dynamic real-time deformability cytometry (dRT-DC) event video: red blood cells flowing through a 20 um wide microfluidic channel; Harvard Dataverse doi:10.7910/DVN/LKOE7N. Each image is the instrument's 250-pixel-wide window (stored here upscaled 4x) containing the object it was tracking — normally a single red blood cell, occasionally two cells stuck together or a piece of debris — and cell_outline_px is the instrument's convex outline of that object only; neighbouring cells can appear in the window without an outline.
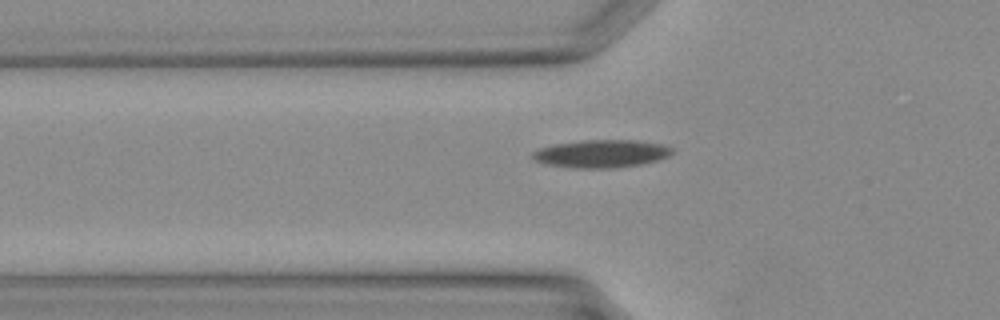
{"species": "Egyptian fruit bat (a non-hibernating species)", "species_latin": "Rousettus aegyptiacus", "temperature_condition": "warm", "stored_images_in_passage": 24, "camera_frame_rate_fps": 3000, "um_per_image_px": 0.085, "animal": {"sex": "female"}, "frame": {"image": 1, "passage_image": 2, "time_ms": 0.333, "image_size_px": [1000, 320], "cell_outline_px": [[676, 152], [668, 156], [656, 160], [640, 164], [616, 168], [572, 168], [548, 164], [536, 160], [532, 156], [532, 152], [540, 148], [556, 144], [580, 140], [636, 140], [664, 144], [672, 148]], "centroid_in_image_um": [51.16, 13.05], "position_along_channel_um": 74.6, "area_um2": 22.6}}
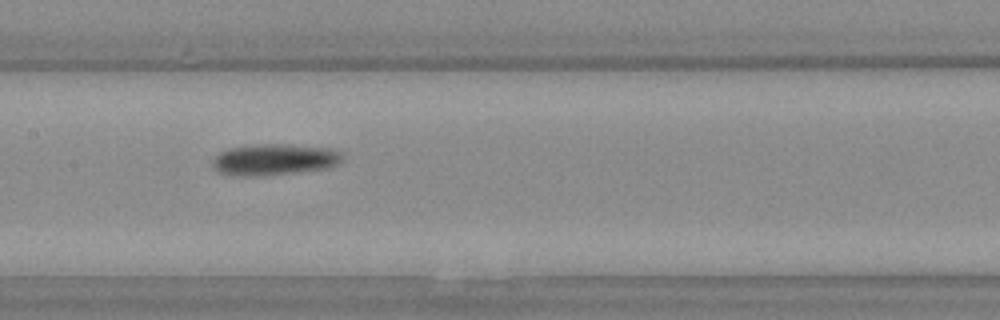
{"frame": {"image": 2, "passage_image": 8, "time_ms": 2.333, "image_size_px": [1000, 320], "cell_outline_px": [[340, 160], [336, 164], [328, 168], [300, 172], [264, 176], [240, 176], [216, 172], [212, 168], [212, 160], [220, 152], [232, 148], [268, 144], [276, 144], [328, 148], [340, 152]], "centroid_in_image_um": [23.26, 13.59], "position_along_channel_um": 184.1, "area_um2": 23.35}}
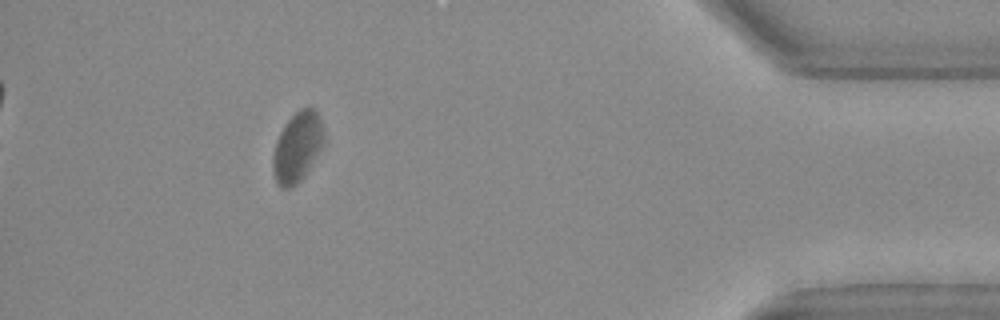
{"frame": {"image": 3, "passage_image": 23, "time_ms": 7.333, "image_size_px": [1000, 320], "cell_outline_px": [[320, 144], [304, 176], [296, 184], [288, 188], [280, 188], [272, 172], [272, 156], [276, 140], [280, 132], [288, 120], [300, 108], [312, 108], [316, 112], [320, 120]], "centroid_in_image_um": [25.16, 12.53], "position_along_channel_um": 410.0, "area_um2": 19.65}}